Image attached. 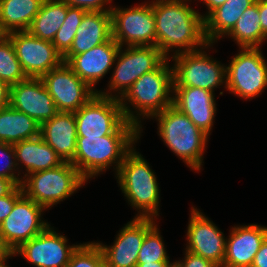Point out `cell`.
I'll use <instances>...</instances> for the list:
<instances>
[{"instance_id":"obj_34","label":"cell","mask_w":267,"mask_h":267,"mask_svg":"<svg viewBox=\"0 0 267 267\" xmlns=\"http://www.w3.org/2000/svg\"><path fill=\"white\" fill-rule=\"evenodd\" d=\"M0 177L11 180L16 186H21L23 180L16 165L14 147L4 142H0Z\"/></svg>"},{"instance_id":"obj_39","label":"cell","mask_w":267,"mask_h":267,"mask_svg":"<svg viewBox=\"0 0 267 267\" xmlns=\"http://www.w3.org/2000/svg\"><path fill=\"white\" fill-rule=\"evenodd\" d=\"M259 20L263 33L267 36V0H258Z\"/></svg>"},{"instance_id":"obj_31","label":"cell","mask_w":267,"mask_h":267,"mask_svg":"<svg viewBox=\"0 0 267 267\" xmlns=\"http://www.w3.org/2000/svg\"><path fill=\"white\" fill-rule=\"evenodd\" d=\"M87 11L67 5L66 18L52 41L57 51L64 56L71 48L78 27Z\"/></svg>"},{"instance_id":"obj_16","label":"cell","mask_w":267,"mask_h":267,"mask_svg":"<svg viewBox=\"0 0 267 267\" xmlns=\"http://www.w3.org/2000/svg\"><path fill=\"white\" fill-rule=\"evenodd\" d=\"M58 112L75 113L97 94L63 62L41 77Z\"/></svg>"},{"instance_id":"obj_10","label":"cell","mask_w":267,"mask_h":267,"mask_svg":"<svg viewBox=\"0 0 267 267\" xmlns=\"http://www.w3.org/2000/svg\"><path fill=\"white\" fill-rule=\"evenodd\" d=\"M111 9L112 38L120 47L155 46V17L151 1ZM124 7V8H123Z\"/></svg>"},{"instance_id":"obj_45","label":"cell","mask_w":267,"mask_h":267,"mask_svg":"<svg viewBox=\"0 0 267 267\" xmlns=\"http://www.w3.org/2000/svg\"><path fill=\"white\" fill-rule=\"evenodd\" d=\"M9 259L11 260L12 258H0V267H12L7 264Z\"/></svg>"},{"instance_id":"obj_33","label":"cell","mask_w":267,"mask_h":267,"mask_svg":"<svg viewBox=\"0 0 267 267\" xmlns=\"http://www.w3.org/2000/svg\"><path fill=\"white\" fill-rule=\"evenodd\" d=\"M66 267H105L100 247L95 241L81 243Z\"/></svg>"},{"instance_id":"obj_38","label":"cell","mask_w":267,"mask_h":267,"mask_svg":"<svg viewBox=\"0 0 267 267\" xmlns=\"http://www.w3.org/2000/svg\"><path fill=\"white\" fill-rule=\"evenodd\" d=\"M251 267H267V236L256 253Z\"/></svg>"},{"instance_id":"obj_32","label":"cell","mask_w":267,"mask_h":267,"mask_svg":"<svg viewBox=\"0 0 267 267\" xmlns=\"http://www.w3.org/2000/svg\"><path fill=\"white\" fill-rule=\"evenodd\" d=\"M159 228V223H156L145 234L143 244L138 253L137 263H152L171 260Z\"/></svg>"},{"instance_id":"obj_27","label":"cell","mask_w":267,"mask_h":267,"mask_svg":"<svg viewBox=\"0 0 267 267\" xmlns=\"http://www.w3.org/2000/svg\"><path fill=\"white\" fill-rule=\"evenodd\" d=\"M40 136V124L10 105L0 110V142L15 144Z\"/></svg>"},{"instance_id":"obj_12","label":"cell","mask_w":267,"mask_h":267,"mask_svg":"<svg viewBox=\"0 0 267 267\" xmlns=\"http://www.w3.org/2000/svg\"><path fill=\"white\" fill-rule=\"evenodd\" d=\"M45 211L24 194L15 202L10 214L0 224L2 238L12 253L51 224L43 218Z\"/></svg>"},{"instance_id":"obj_14","label":"cell","mask_w":267,"mask_h":267,"mask_svg":"<svg viewBox=\"0 0 267 267\" xmlns=\"http://www.w3.org/2000/svg\"><path fill=\"white\" fill-rule=\"evenodd\" d=\"M189 211L185 232L186 246L183 250L202 256L217 266L223 267L226 247L224 231H221L217 224L196 206L192 205Z\"/></svg>"},{"instance_id":"obj_8","label":"cell","mask_w":267,"mask_h":267,"mask_svg":"<svg viewBox=\"0 0 267 267\" xmlns=\"http://www.w3.org/2000/svg\"><path fill=\"white\" fill-rule=\"evenodd\" d=\"M166 57L156 46L120 47L108 78L107 88L100 96L120 99L143 74L155 70Z\"/></svg>"},{"instance_id":"obj_20","label":"cell","mask_w":267,"mask_h":267,"mask_svg":"<svg viewBox=\"0 0 267 267\" xmlns=\"http://www.w3.org/2000/svg\"><path fill=\"white\" fill-rule=\"evenodd\" d=\"M226 236L223 267H251L256 253L267 236V226L237 224Z\"/></svg>"},{"instance_id":"obj_3","label":"cell","mask_w":267,"mask_h":267,"mask_svg":"<svg viewBox=\"0 0 267 267\" xmlns=\"http://www.w3.org/2000/svg\"><path fill=\"white\" fill-rule=\"evenodd\" d=\"M173 68L166 58L155 70L141 75L119 99L124 117L143 136V121L173 105Z\"/></svg>"},{"instance_id":"obj_44","label":"cell","mask_w":267,"mask_h":267,"mask_svg":"<svg viewBox=\"0 0 267 267\" xmlns=\"http://www.w3.org/2000/svg\"><path fill=\"white\" fill-rule=\"evenodd\" d=\"M12 251L5 244L2 235L0 233V258H13Z\"/></svg>"},{"instance_id":"obj_28","label":"cell","mask_w":267,"mask_h":267,"mask_svg":"<svg viewBox=\"0 0 267 267\" xmlns=\"http://www.w3.org/2000/svg\"><path fill=\"white\" fill-rule=\"evenodd\" d=\"M239 48H262L267 42L259 20L258 0L239 17L233 29L225 36Z\"/></svg>"},{"instance_id":"obj_5","label":"cell","mask_w":267,"mask_h":267,"mask_svg":"<svg viewBox=\"0 0 267 267\" xmlns=\"http://www.w3.org/2000/svg\"><path fill=\"white\" fill-rule=\"evenodd\" d=\"M151 119L156 120L157 134L164 145L191 171L201 172L210 137L173 105Z\"/></svg>"},{"instance_id":"obj_35","label":"cell","mask_w":267,"mask_h":267,"mask_svg":"<svg viewBox=\"0 0 267 267\" xmlns=\"http://www.w3.org/2000/svg\"><path fill=\"white\" fill-rule=\"evenodd\" d=\"M68 6L77 7L87 12H111L114 0H62ZM113 3V4H112ZM109 5V6H108Z\"/></svg>"},{"instance_id":"obj_18","label":"cell","mask_w":267,"mask_h":267,"mask_svg":"<svg viewBox=\"0 0 267 267\" xmlns=\"http://www.w3.org/2000/svg\"><path fill=\"white\" fill-rule=\"evenodd\" d=\"M9 105L39 124L52 119L58 113L56 104L41 78L28 77L10 86Z\"/></svg>"},{"instance_id":"obj_13","label":"cell","mask_w":267,"mask_h":267,"mask_svg":"<svg viewBox=\"0 0 267 267\" xmlns=\"http://www.w3.org/2000/svg\"><path fill=\"white\" fill-rule=\"evenodd\" d=\"M77 137H103L112 134L126 119L119 99L98 93L74 113Z\"/></svg>"},{"instance_id":"obj_19","label":"cell","mask_w":267,"mask_h":267,"mask_svg":"<svg viewBox=\"0 0 267 267\" xmlns=\"http://www.w3.org/2000/svg\"><path fill=\"white\" fill-rule=\"evenodd\" d=\"M216 94L202 88L173 86V106L209 137L217 114Z\"/></svg>"},{"instance_id":"obj_36","label":"cell","mask_w":267,"mask_h":267,"mask_svg":"<svg viewBox=\"0 0 267 267\" xmlns=\"http://www.w3.org/2000/svg\"><path fill=\"white\" fill-rule=\"evenodd\" d=\"M183 255L182 260H174V264L177 267H219L202 256L193 254L187 250H184Z\"/></svg>"},{"instance_id":"obj_23","label":"cell","mask_w":267,"mask_h":267,"mask_svg":"<svg viewBox=\"0 0 267 267\" xmlns=\"http://www.w3.org/2000/svg\"><path fill=\"white\" fill-rule=\"evenodd\" d=\"M111 37V12H87L63 61L66 63L72 56L101 45Z\"/></svg>"},{"instance_id":"obj_43","label":"cell","mask_w":267,"mask_h":267,"mask_svg":"<svg viewBox=\"0 0 267 267\" xmlns=\"http://www.w3.org/2000/svg\"><path fill=\"white\" fill-rule=\"evenodd\" d=\"M174 265V260L171 261H159L152 263H137L136 267H172Z\"/></svg>"},{"instance_id":"obj_30","label":"cell","mask_w":267,"mask_h":267,"mask_svg":"<svg viewBox=\"0 0 267 267\" xmlns=\"http://www.w3.org/2000/svg\"><path fill=\"white\" fill-rule=\"evenodd\" d=\"M27 78L11 39L7 35H0V80L12 86Z\"/></svg>"},{"instance_id":"obj_11","label":"cell","mask_w":267,"mask_h":267,"mask_svg":"<svg viewBox=\"0 0 267 267\" xmlns=\"http://www.w3.org/2000/svg\"><path fill=\"white\" fill-rule=\"evenodd\" d=\"M69 239L51 224L36 237L23 243L13 252L34 267H66L72 253L81 244H68Z\"/></svg>"},{"instance_id":"obj_7","label":"cell","mask_w":267,"mask_h":267,"mask_svg":"<svg viewBox=\"0 0 267 267\" xmlns=\"http://www.w3.org/2000/svg\"><path fill=\"white\" fill-rule=\"evenodd\" d=\"M214 45L207 43L196 51L172 56L173 86L197 87L213 93L223 87L226 91V64L209 55Z\"/></svg>"},{"instance_id":"obj_25","label":"cell","mask_w":267,"mask_h":267,"mask_svg":"<svg viewBox=\"0 0 267 267\" xmlns=\"http://www.w3.org/2000/svg\"><path fill=\"white\" fill-rule=\"evenodd\" d=\"M256 0H226L204 19L206 41L218 44L233 29L243 12ZM220 39V40H219Z\"/></svg>"},{"instance_id":"obj_9","label":"cell","mask_w":267,"mask_h":267,"mask_svg":"<svg viewBox=\"0 0 267 267\" xmlns=\"http://www.w3.org/2000/svg\"><path fill=\"white\" fill-rule=\"evenodd\" d=\"M237 51L226 63V91L251 101L267 88V60L262 48H239Z\"/></svg>"},{"instance_id":"obj_15","label":"cell","mask_w":267,"mask_h":267,"mask_svg":"<svg viewBox=\"0 0 267 267\" xmlns=\"http://www.w3.org/2000/svg\"><path fill=\"white\" fill-rule=\"evenodd\" d=\"M153 218L130 219L115 235L112 245L96 241L105 267H136L145 234L157 223Z\"/></svg>"},{"instance_id":"obj_41","label":"cell","mask_w":267,"mask_h":267,"mask_svg":"<svg viewBox=\"0 0 267 267\" xmlns=\"http://www.w3.org/2000/svg\"><path fill=\"white\" fill-rule=\"evenodd\" d=\"M195 2H202V5H205V13H200L202 18L205 19L214 9L221 6L226 0H194Z\"/></svg>"},{"instance_id":"obj_37","label":"cell","mask_w":267,"mask_h":267,"mask_svg":"<svg viewBox=\"0 0 267 267\" xmlns=\"http://www.w3.org/2000/svg\"><path fill=\"white\" fill-rule=\"evenodd\" d=\"M23 195L21 186H17L10 194L0 197V224L10 214L15 202Z\"/></svg>"},{"instance_id":"obj_21","label":"cell","mask_w":267,"mask_h":267,"mask_svg":"<svg viewBox=\"0 0 267 267\" xmlns=\"http://www.w3.org/2000/svg\"><path fill=\"white\" fill-rule=\"evenodd\" d=\"M119 48L118 43L111 37L101 45L72 56L66 64L93 90L98 92L99 89L96 88V85L112 70Z\"/></svg>"},{"instance_id":"obj_1","label":"cell","mask_w":267,"mask_h":267,"mask_svg":"<svg viewBox=\"0 0 267 267\" xmlns=\"http://www.w3.org/2000/svg\"><path fill=\"white\" fill-rule=\"evenodd\" d=\"M192 1L151 0L155 17V46L168 59L196 51L208 43L204 19L199 9L191 6Z\"/></svg>"},{"instance_id":"obj_17","label":"cell","mask_w":267,"mask_h":267,"mask_svg":"<svg viewBox=\"0 0 267 267\" xmlns=\"http://www.w3.org/2000/svg\"><path fill=\"white\" fill-rule=\"evenodd\" d=\"M7 36L27 77L41 78L64 62L51 41L32 36L28 31L12 32Z\"/></svg>"},{"instance_id":"obj_42","label":"cell","mask_w":267,"mask_h":267,"mask_svg":"<svg viewBox=\"0 0 267 267\" xmlns=\"http://www.w3.org/2000/svg\"><path fill=\"white\" fill-rule=\"evenodd\" d=\"M16 187L11 180L0 177V197L10 194Z\"/></svg>"},{"instance_id":"obj_40","label":"cell","mask_w":267,"mask_h":267,"mask_svg":"<svg viewBox=\"0 0 267 267\" xmlns=\"http://www.w3.org/2000/svg\"><path fill=\"white\" fill-rule=\"evenodd\" d=\"M10 86L0 80V110L9 106Z\"/></svg>"},{"instance_id":"obj_6","label":"cell","mask_w":267,"mask_h":267,"mask_svg":"<svg viewBox=\"0 0 267 267\" xmlns=\"http://www.w3.org/2000/svg\"><path fill=\"white\" fill-rule=\"evenodd\" d=\"M88 181L70 163L34 172L22 180L23 194L37 204L50 210L52 207L69 199Z\"/></svg>"},{"instance_id":"obj_2","label":"cell","mask_w":267,"mask_h":267,"mask_svg":"<svg viewBox=\"0 0 267 267\" xmlns=\"http://www.w3.org/2000/svg\"><path fill=\"white\" fill-rule=\"evenodd\" d=\"M140 138V129L127 120L110 135L77 137L76 153L70 163L89 183L111 168L116 174L126 154Z\"/></svg>"},{"instance_id":"obj_26","label":"cell","mask_w":267,"mask_h":267,"mask_svg":"<svg viewBox=\"0 0 267 267\" xmlns=\"http://www.w3.org/2000/svg\"><path fill=\"white\" fill-rule=\"evenodd\" d=\"M44 0H0V34L27 31Z\"/></svg>"},{"instance_id":"obj_24","label":"cell","mask_w":267,"mask_h":267,"mask_svg":"<svg viewBox=\"0 0 267 267\" xmlns=\"http://www.w3.org/2000/svg\"><path fill=\"white\" fill-rule=\"evenodd\" d=\"M13 147L17 168L20 175H23L22 179L26 175L51 169L64 163L60 156L40 136L22 140L13 144Z\"/></svg>"},{"instance_id":"obj_22","label":"cell","mask_w":267,"mask_h":267,"mask_svg":"<svg viewBox=\"0 0 267 267\" xmlns=\"http://www.w3.org/2000/svg\"><path fill=\"white\" fill-rule=\"evenodd\" d=\"M40 137L60 156L71 162L76 153L77 127L74 113L58 112L40 124Z\"/></svg>"},{"instance_id":"obj_4","label":"cell","mask_w":267,"mask_h":267,"mask_svg":"<svg viewBox=\"0 0 267 267\" xmlns=\"http://www.w3.org/2000/svg\"><path fill=\"white\" fill-rule=\"evenodd\" d=\"M136 146L126 154L114 177L128 206L137 211L133 217L158 220L161 189L157 174Z\"/></svg>"},{"instance_id":"obj_29","label":"cell","mask_w":267,"mask_h":267,"mask_svg":"<svg viewBox=\"0 0 267 267\" xmlns=\"http://www.w3.org/2000/svg\"><path fill=\"white\" fill-rule=\"evenodd\" d=\"M66 14L67 4L64 1L44 0L27 31L32 36L52 42Z\"/></svg>"}]
</instances>
